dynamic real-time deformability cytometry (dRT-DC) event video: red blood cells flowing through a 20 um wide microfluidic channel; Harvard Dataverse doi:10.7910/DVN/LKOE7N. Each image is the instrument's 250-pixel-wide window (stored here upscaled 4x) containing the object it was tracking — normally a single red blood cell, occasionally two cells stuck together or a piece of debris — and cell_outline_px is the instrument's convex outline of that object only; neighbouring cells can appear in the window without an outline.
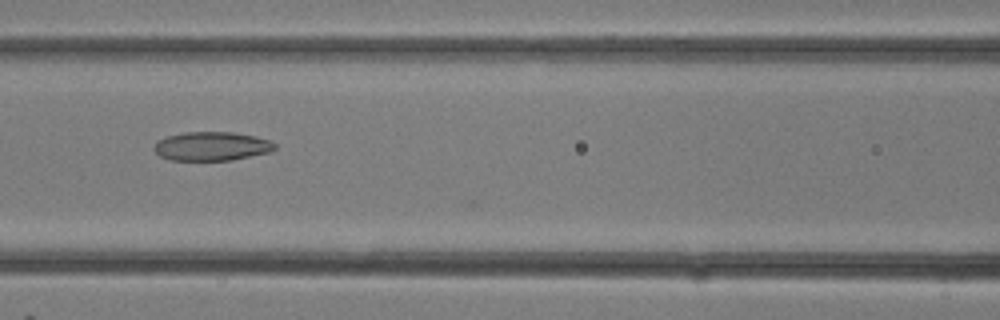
{"species": "common noctule bat (a hibernating species)", "species_latin": "Nyctalus noctula", "temperature_condition": "room temperature", "stored_images_in_passage": 20, "camera_frame_rate_fps": 3000, "um_per_image_px": 0.085, "animal": {"sex": "female"}, "frame": {"image": 1, "passage_image": 6, "time_ms": 1.667, "image_size_px": [1000, 320], "cell_outline_px": [[276, 148], [268, 152], [232, 160], [168, 160], [160, 156], [152, 148], [156, 140], [168, 136], [184, 132], [232, 132], [256, 136], [268, 140], [276, 144]], "centroid_in_image_um": [17.95, 12.43], "position_along_channel_um": 148.6, "area_um2": 20.35}}
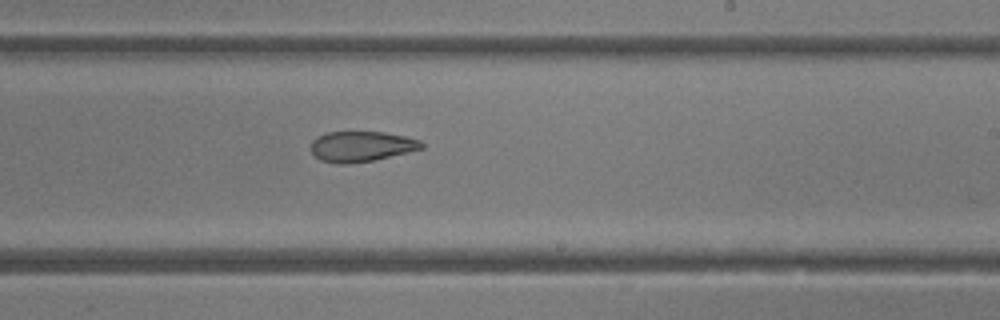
{"frame": {"image": 2, "passage_image": 11, "time_ms": 3.333, "image_size_px": [1000, 320], "cell_outline_px": [[424, 148], [408, 152], [372, 160], [348, 164], [340, 164], [320, 160], [312, 152], [312, 140], [316, 136], [328, 132], [384, 132], [404, 136], [420, 140], [424, 144]], "centroid_in_image_um": [30.71, 12.44], "position_along_channel_um": 258.3, "area_um2": 19.48}}
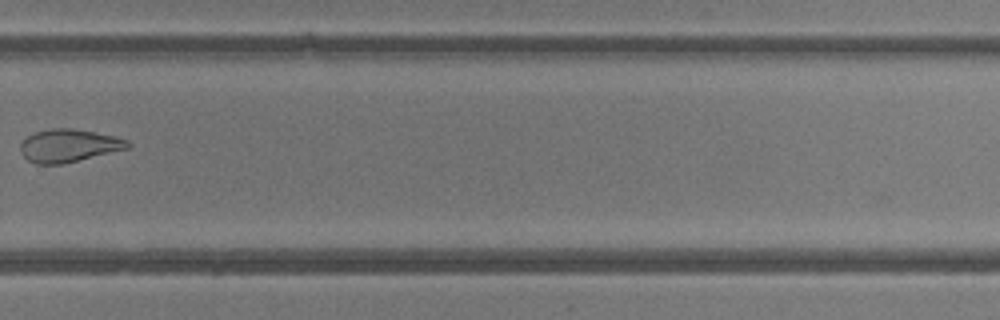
{"frame": {"image": 3, "passage_image": 14, "time_ms": 4.333, "image_size_px": [1000, 320], "cell_outline_px": [[132, 144], [128, 148], [64, 164], [36, 164], [28, 160], [20, 152], [20, 144], [28, 136], [36, 132], [52, 128], [72, 128], [112, 136], [128, 140]], "centroid_in_image_um": [5.83, 12.39], "position_along_channel_um": 324.0, "area_um2": 20.35}}